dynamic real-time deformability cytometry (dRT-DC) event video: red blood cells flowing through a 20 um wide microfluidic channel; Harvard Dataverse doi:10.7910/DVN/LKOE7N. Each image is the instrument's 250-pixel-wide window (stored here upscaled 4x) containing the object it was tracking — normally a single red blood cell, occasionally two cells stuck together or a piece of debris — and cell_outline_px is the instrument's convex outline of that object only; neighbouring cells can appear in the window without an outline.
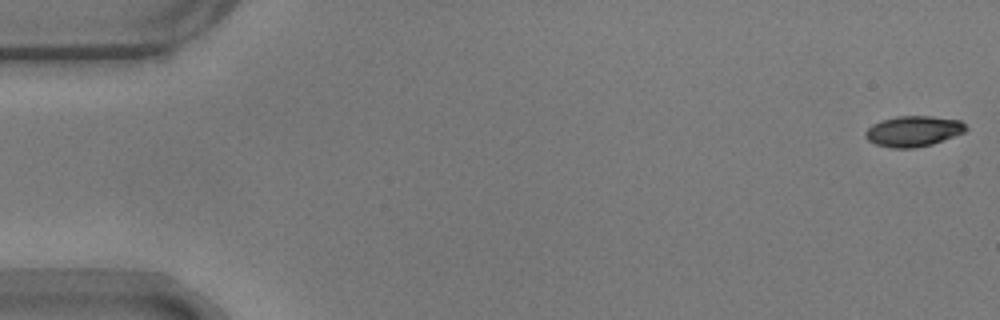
{"species": "common noctule bat (a hibernating species)", "species_latin": "Nyctalus noctula", "temperature_condition": "warm", "stored_images_in_passage": 55, "camera_frame_rate_fps": 3000, "um_per_image_px": 0.085, "animal": {"sex": "male", "body_mass_g": 17.9}, "frame": {"image": 1, "passage_image": 1, "time_ms": 0.0, "image_size_px": [1000, 320], "cell_outline_px": [[968, 128], [964, 132], [932, 144], [912, 148], [892, 148], [876, 144], [868, 140], [864, 136], [864, 132], [872, 124], [880, 120], [896, 116], [932, 116], [960, 120]], "centroid_in_image_um": [77.6, 11.14], "position_along_channel_um": 7.4, "area_um2": 17.92}}
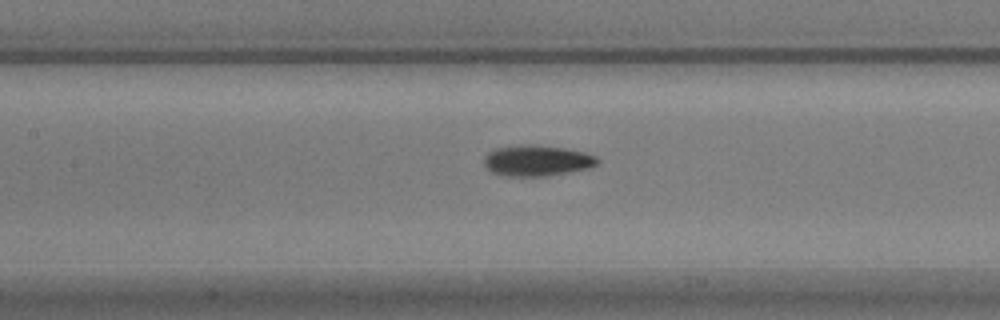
{"frame": {"image": 2, "passage_image": 25, "time_ms": 8.0, "image_size_px": [1000, 320], "cell_outline_px": [[600, 160], [596, 164], [588, 168], [568, 172], [544, 176], [504, 176], [492, 172], [484, 164], [484, 156], [488, 152], [496, 148], [520, 144], [532, 144], [564, 148], [584, 152], [596, 156]], "centroid_in_image_um": [45.62, 13.64], "position_along_channel_um": 161.8, "area_um2": 20.4}}
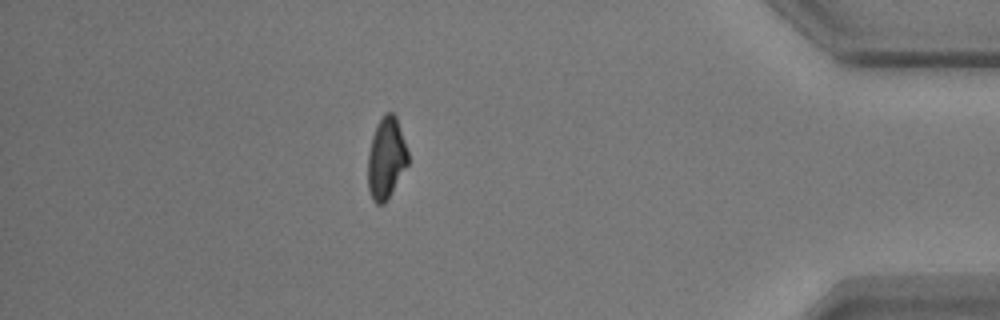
{"frame": {"image": 3, "passage_image": 48, "time_ms": 15.667, "image_size_px": [1000, 320], "cell_outline_px": [[408, 164], [388, 200], [384, 204], [376, 204], [372, 200], [368, 188], [368, 156], [372, 136], [384, 112], [392, 112], [396, 116], [408, 152]], "centroid_in_image_um": [32.83, 13.48], "position_along_channel_um": 402.4, "area_um2": 19.02}, "authors_computed_cell_mechanics": {"area_um2": 19.074, "velocity_mm_per_s": 3.6929, "shape_relaxation_time_tau1_ms": 2.771, "shape_relaxation_time_tau2_ms": 3.1429, "deformation_change_tau1": 0.1477, "deformation_change_tau2": 0.0849}}